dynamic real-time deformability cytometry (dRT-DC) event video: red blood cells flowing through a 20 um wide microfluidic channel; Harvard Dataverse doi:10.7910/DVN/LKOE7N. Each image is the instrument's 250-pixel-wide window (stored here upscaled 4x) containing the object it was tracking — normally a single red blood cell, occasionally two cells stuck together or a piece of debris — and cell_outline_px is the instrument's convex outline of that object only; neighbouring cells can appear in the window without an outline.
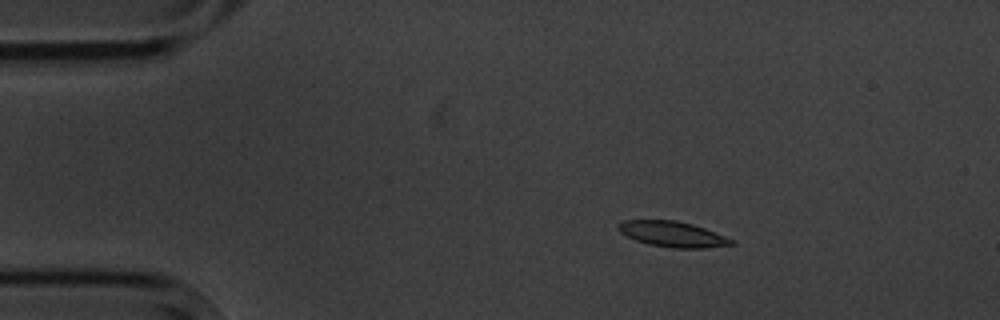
{"species": "common noctule bat (a hibernating species)", "species_latin": "Nyctalus noctula", "temperature_condition": "cold", "stored_images_in_passage": 4, "camera_frame_rate_fps": 3000, "um_per_image_px": 0.085, "animal": {"sex": "male", "body_mass_g": 20.1, "forearm_length_mm": 53.5}, "frame": {"image": 1, "passage_image": 2, "time_ms": 1.333, "image_size_px": [1000, 320], "cell_outline_px": [[736, 244], [704, 248], [672, 248], [648, 244], [636, 240], [620, 232], [616, 228], [616, 224], [624, 220], [676, 220], [692, 224], [704, 228], [736, 240]], "centroid_in_image_um": [57.17, 19.9], "position_along_channel_um": 27.8, "area_um2": 16.94}}
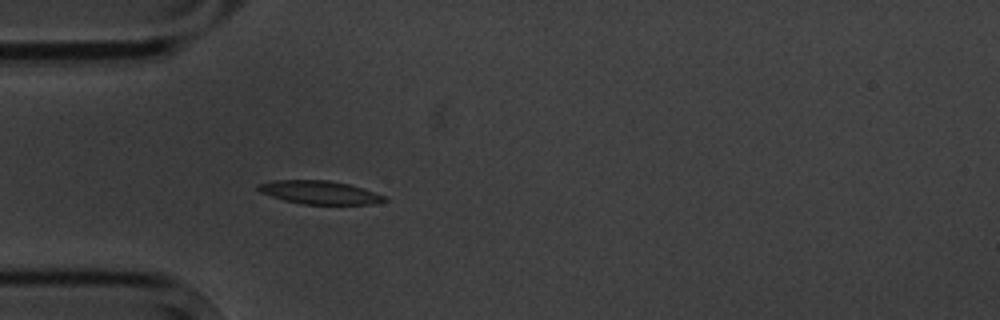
{"frame": {"image": 2, "passage_image": 4, "time_ms": 3.667, "image_size_px": [1000, 320], "cell_outline_px": [[388, 200], [368, 204], [304, 204], [284, 200], [260, 192], [256, 188], [260, 184], [276, 180], [328, 180], [348, 184], [384, 196]], "centroid_in_image_um": [27.12, 16.35], "position_along_channel_um": 57.9, "area_um2": 16.7}}